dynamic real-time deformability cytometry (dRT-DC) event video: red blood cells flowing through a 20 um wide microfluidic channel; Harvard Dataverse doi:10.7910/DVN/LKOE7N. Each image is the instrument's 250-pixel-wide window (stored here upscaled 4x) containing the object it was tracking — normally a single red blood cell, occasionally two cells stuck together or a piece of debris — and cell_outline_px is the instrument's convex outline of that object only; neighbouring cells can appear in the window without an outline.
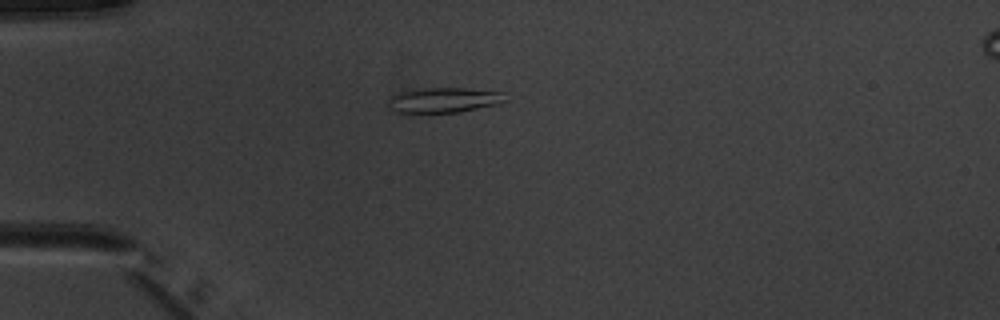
{"species": "common noctule bat (a hibernating species)", "species_latin": "Nyctalus noctula", "temperature_condition": "warm", "stored_images_in_passage": 2, "camera_frame_rate_fps": 3000, "um_per_image_px": 0.085, "animal": {"sex": "male", "body_mass_g": 20.1, "forearm_length_mm": 53.5}, "frame": {"image": 1, "passage_image": 1, "time_ms": 0.0, "image_size_px": [1000, 320], "cell_outline_px": [[508, 100], [500, 104], [460, 112], [396, 112], [388, 108], [388, 100], [392, 96], [400, 92], [420, 88], [464, 88], [504, 92]], "centroid_in_image_um": [37.77, 8.5], "position_along_channel_um": 47.2, "area_um2": 17.22}}